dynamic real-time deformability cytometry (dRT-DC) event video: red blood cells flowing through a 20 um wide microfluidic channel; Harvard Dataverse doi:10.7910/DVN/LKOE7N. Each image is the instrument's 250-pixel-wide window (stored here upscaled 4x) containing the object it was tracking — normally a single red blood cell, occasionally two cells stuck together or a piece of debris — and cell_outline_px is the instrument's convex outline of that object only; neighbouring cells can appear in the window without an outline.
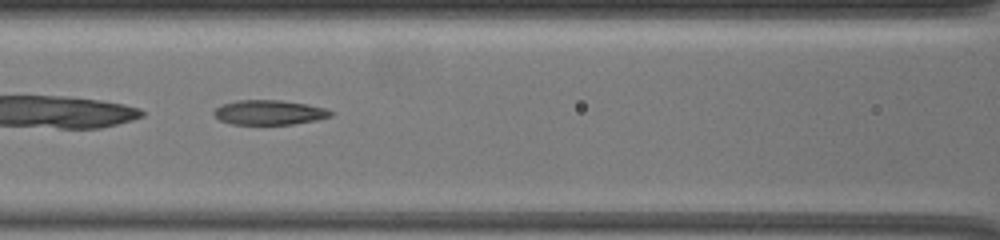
{"species": "common noctule bat (a hibernating species)", "species_latin": "Nyctalus noctula", "temperature_condition": "warm", "stored_images_in_passage": 36, "camera_frame_rate_fps": 3000, "um_per_image_px": 0.085, "animal": {"sex": "female", "body_mass_g": 19.5, "forearm_length_mm": 54.1}, "frame": {"image": 1, "passage_image": 16, "time_ms": 10.333, "image_size_px": [1000, 240], "cell_outline_px": [[332, 116], [316, 120], [292, 124], [232, 124], [220, 120], [212, 112], [216, 108], [224, 104], [236, 100], [280, 100], [308, 104], [324, 108], [332, 112]], "centroid_in_image_um": [22.88, 9.55], "position_along_channel_um": 143.7, "area_um2": 16.65}}
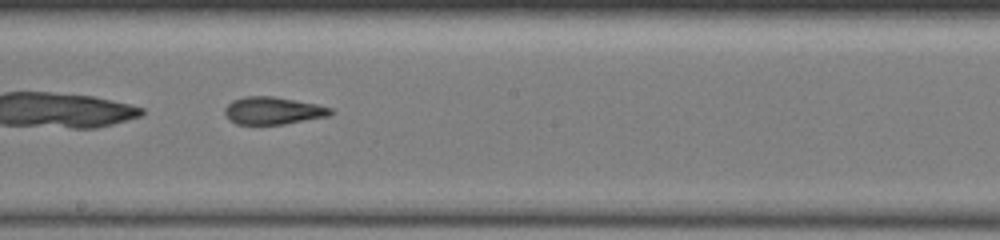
{"frame": {"image": 2, "passage_image": 21, "time_ms": 12.667, "image_size_px": [1000, 240], "cell_outline_px": [[336, 112], [328, 116], [284, 124], [236, 124], [228, 120], [224, 112], [224, 108], [232, 100], [244, 96], [276, 96], [316, 104], [332, 108]], "centroid_in_image_um": [23.19, 9.4], "position_along_channel_um": 225.0, "area_um2": 17.11}}
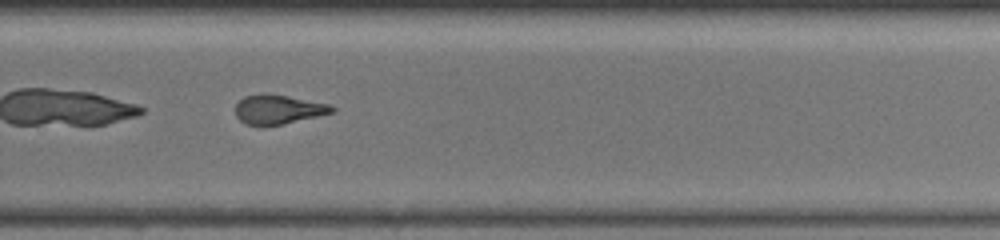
{"frame": {"image": 3, "passage_image": 26, "time_ms": 15.0, "image_size_px": [1000, 240], "cell_outline_px": [[336, 112], [284, 124], [260, 128], [244, 124], [236, 116], [236, 104], [244, 96], [260, 92], [264, 92], [288, 96], [328, 104], [336, 108]], "centroid_in_image_um": [23.61, 9.32], "position_along_channel_um": 306.2, "area_um2": 17.05}, "authors_computed_cell_mechanics": {"area_um2": 17.2822, "velocity_mm_per_s": 3.4862, "shape_relaxation_time_tau1_ms": null, "shape_relaxation_time_tau2_ms": 2.3212, "deformation_change_tau1": null, "deformation_change_tau2": 0.1222}}